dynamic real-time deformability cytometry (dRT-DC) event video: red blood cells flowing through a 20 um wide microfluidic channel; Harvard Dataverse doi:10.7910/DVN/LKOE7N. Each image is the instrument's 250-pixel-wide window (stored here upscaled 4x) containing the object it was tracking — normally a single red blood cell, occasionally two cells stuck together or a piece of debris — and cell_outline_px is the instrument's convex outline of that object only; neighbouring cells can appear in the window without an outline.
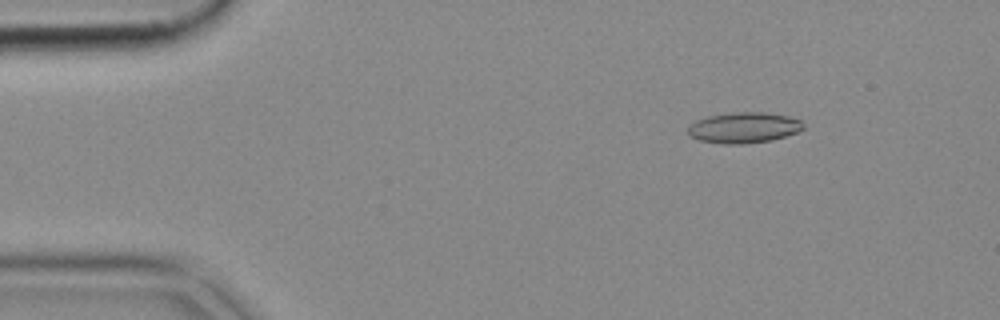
{"species": "common noctule bat (a hibernating species)", "species_latin": "Nyctalus noctula", "temperature_condition": "cold", "stored_images_in_passage": 24, "camera_frame_rate_fps": 3000, "um_per_image_px": 0.085, "animal": {"sex": "female", "body_mass_g": 18.4}, "frame": {"image": 1, "passage_image": 7, "time_ms": 2.0, "image_size_px": [1000, 320], "cell_outline_px": [[804, 128], [796, 132], [772, 140], [744, 144], [720, 144], [700, 140], [692, 136], [688, 132], [688, 128], [696, 120], [708, 116], [736, 112], [764, 112], [788, 116], [800, 120], [804, 124]], "centroid_in_image_um": [63.24, 10.85], "position_along_channel_um": 21.8, "area_um2": 20.52}}
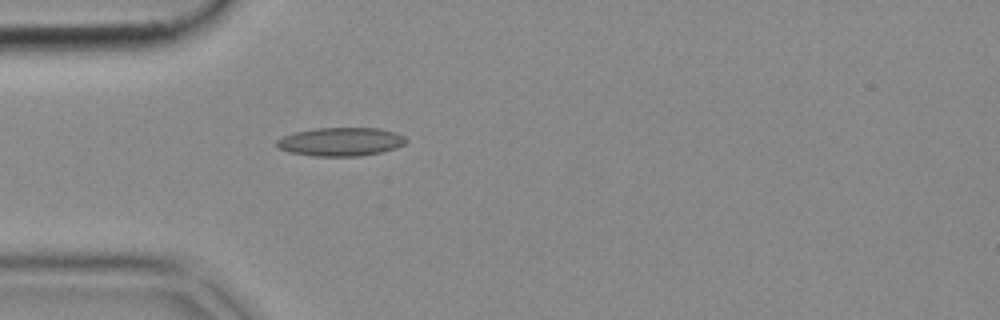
{"frame": {"image": 2, "passage_image": 15, "time_ms": 4.667, "image_size_px": [1000, 320], "cell_outline_px": [[408, 140], [404, 144], [396, 148], [380, 152], [360, 156], [312, 156], [288, 152], [280, 148], [276, 144], [276, 140], [284, 136], [296, 132], [316, 128], [380, 128], [396, 132], [404, 136]], "centroid_in_image_um": [28.98, 12.05], "position_along_channel_um": 56.0, "area_um2": 21.5}}